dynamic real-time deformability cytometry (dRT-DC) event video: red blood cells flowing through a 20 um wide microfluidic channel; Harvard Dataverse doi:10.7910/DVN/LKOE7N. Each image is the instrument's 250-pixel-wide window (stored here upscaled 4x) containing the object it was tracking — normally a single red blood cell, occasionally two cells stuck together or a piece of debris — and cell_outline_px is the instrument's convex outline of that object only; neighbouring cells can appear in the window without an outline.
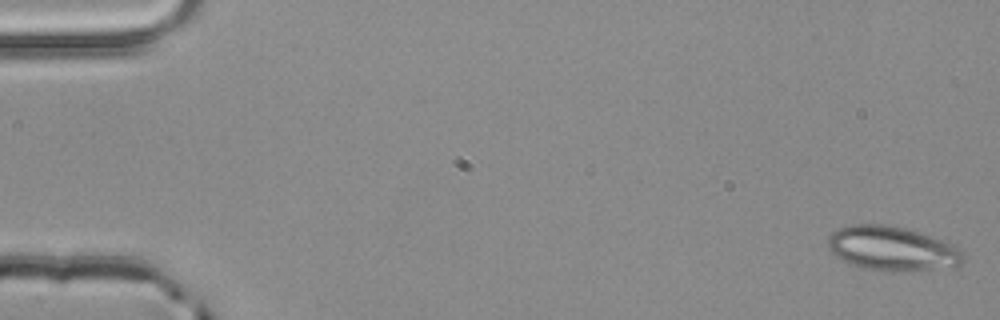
{"species": "common noctule bat (a hibernating species)", "species_latin": "Nyctalus noctula", "temperature_condition": "room temperature", "stored_images_in_passage": 5, "segment_of_instrument_passage": [1, 2], "camera_frame_rate_fps": 3000, "um_per_image_px": 0.085, "animal": {"sex": "male", "body_mass_g": 20.4}, "frame": {"image": 1, "passage_image": 1, "time_ms": 0.0, "image_size_px": [1000, 320], "cell_outline_px": [[968, 260], [956, 268], [908, 272], [884, 272], [864, 268], [844, 260], [836, 256], [828, 248], [828, 236], [832, 232], [840, 228], [852, 224], [888, 224], [904, 228], [932, 236], [952, 244], [960, 248], [964, 252]], "centroid_in_image_um": [75.94, 21.16], "position_along_channel_um": 9.1, "area_um2": 35.84}}